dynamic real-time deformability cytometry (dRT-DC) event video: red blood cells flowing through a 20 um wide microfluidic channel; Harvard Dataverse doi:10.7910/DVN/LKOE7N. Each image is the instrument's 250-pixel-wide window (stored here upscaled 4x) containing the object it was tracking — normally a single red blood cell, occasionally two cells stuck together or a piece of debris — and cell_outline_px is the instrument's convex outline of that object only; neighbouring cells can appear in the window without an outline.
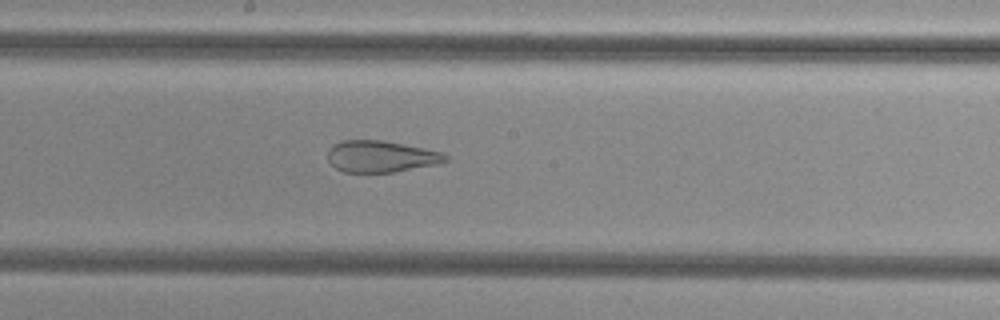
{"species": "common noctule bat (a hibernating species)", "species_latin": "Nyctalus noctula", "temperature_condition": "cold", "stored_images_in_passage": 39, "camera_frame_rate_fps": 3000, "um_per_image_px": 0.085, "animal": {"sex": "female", "body_mass_g": 29.2, "forearm_length_mm": 56.3}, "frame": {"image": 1, "passage_image": 15, "time_ms": 4.667, "image_size_px": [1000, 320], "cell_outline_px": [[448, 160], [436, 164], [392, 172], [344, 172], [336, 168], [328, 160], [328, 148], [332, 144], [340, 140], [384, 140], [444, 152], [448, 156]], "centroid_in_image_um": [32.36, 13.28], "position_along_channel_um": 215.8, "area_um2": 21.73}}
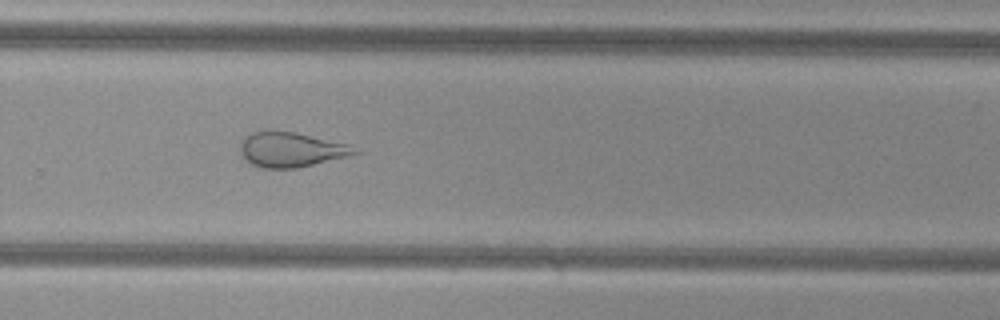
{"frame": {"image": 2, "passage_image": 22, "time_ms": 7.0, "image_size_px": [1000, 320], "cell_outline_px": [[360, 152], [348, 156], [296, 168], [260, 168], [252, 164], [240, 152], [240, 144], [244, 136], [252, 132], [296, 132], [352, 144]], "centroid_in_image_um": [24.78, 12.72], "position_along_channel_um": 305.0, "area_um2": 23.06}}
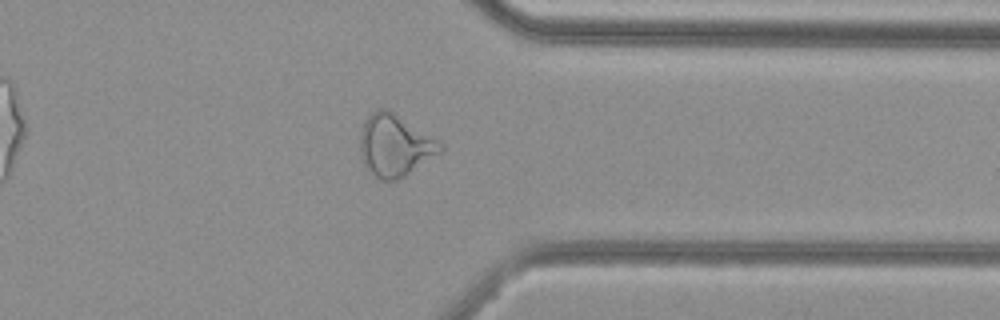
{"frame": {"image": 3, "passage_image": 28, "time_ms": 9.0, "image_size_px": [1000, 320], "cell_outline_px": [[444, 148], [440, 152], [404, 176], [396, 180], [380, 180], [372, 176], [368, 172], [364, 164], [360, 152], [360, 132], [364, 120], [372, 112], [380, 108], [388, 108], [440, 140], [444, 144]], "centroid_in_image_um": [33.55, 12.34], "position_along_channel_um": 377.9, "area_um2": 29.19}, "authors_computed_cell_mechanics": {"area_um2": 26.9348, "velocity_mm_per_s": 3.8279, "shape_relaxation_time_tau1_ms": null, "shape_relaxation_time_tau2_ms": 1.6059, "deformation_change_tau1": null, "deformation_change_tau2": 0.1048}}